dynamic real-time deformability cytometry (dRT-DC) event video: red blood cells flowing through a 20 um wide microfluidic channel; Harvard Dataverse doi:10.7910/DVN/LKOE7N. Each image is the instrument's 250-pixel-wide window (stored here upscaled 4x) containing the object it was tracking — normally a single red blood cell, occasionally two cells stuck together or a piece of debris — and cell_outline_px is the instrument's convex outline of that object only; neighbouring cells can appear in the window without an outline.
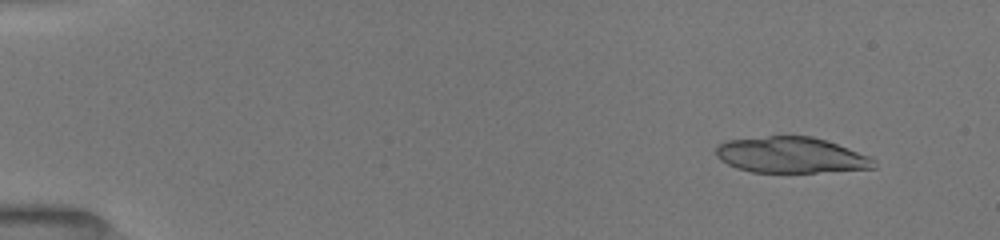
{"species": "common noctule bat (a hibernating species)", "species_latin": "Nyctalus noctula", "temperature_condition": "room temperature", "stored_images_in_passage": 21, "camera_frame_rate_fps": 3000, "um_per_image_px": 0.085, "animal": {"sex": "female", "body_mass_g": 19.5, "forearm_length_mm": 54.1}, "frame": {"image": 1, "passage_image": 8, "time_ms": 1.0, "image_size_px": [1000, 240], "cell_outline_px": [[876, 168], [816, 172], [752, 172], [736, 168], [720, 160], [716, 156], [716, 148], [724, 140], [768, 136], [812, 136], [848, 148], [868, 156], [876, 160]], "centroid_in_image_um": [67.21, 13.18], "position_along_channel_um": 17.8, "area_um2": 32.95}}